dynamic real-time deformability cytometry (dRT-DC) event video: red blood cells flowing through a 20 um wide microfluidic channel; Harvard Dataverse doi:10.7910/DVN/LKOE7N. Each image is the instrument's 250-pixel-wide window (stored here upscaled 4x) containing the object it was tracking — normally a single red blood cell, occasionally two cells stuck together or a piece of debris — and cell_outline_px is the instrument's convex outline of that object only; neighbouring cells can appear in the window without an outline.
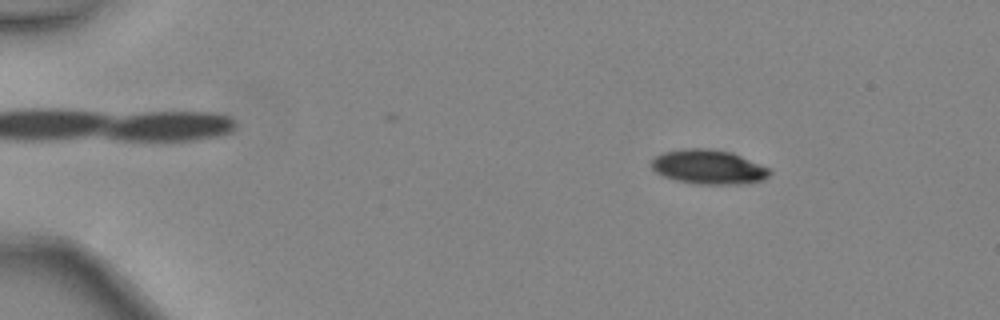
{"species": "common noctule bat (a hibernating species)", "species_latin": "Nyctalus noctula", "temperature_condition": "warm", "stored_images_in_passage": 47, "camera_frame_rate_fps": 3000, "um_per_image_px": 0.085, "animal": {"sex": "female", "body_mass_g": 24.6, "forearm_length_mm": 56.2}, "frame": {"image": 1, "passage_image": 7, "time_ms": 2.0, "image_size_px": [1000, 320], "cell_outline_px": [[772, 172], [764, 180], [744, 184], [692, 184], [676, 180], [664, 176], [656, 172], [652, 168], [652, 160], [656, 156], [664, 152], [684, 148], [708, 148], [732, 152], [772, 168]], "centroid_in_image_um": [60.28, 14.19], "position_along_channel_um": 24.7, "area_um2": 23.99}}
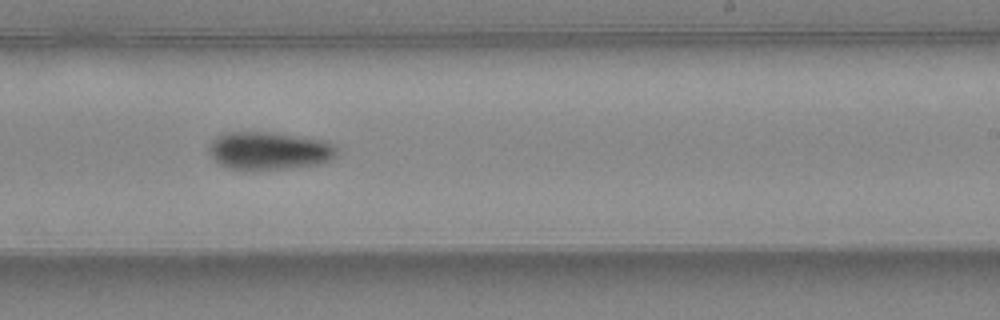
{"frame": {"image": 2, "passage_image": 30, "time_ms": 9.667, "image_size_px": [1000, 320], "cell_outline_px": [[336, 156], [332, 160], [320, 164], [284, 168], [244, 172], [228, 168], [220, 164], [208, 152], [208, 148], [212, 140], [216, 136], [228, 132], [272, 132], [300, 136], [324, 140], [332, 144], [336, 148]], "centroid_in_image_um": [22.85, 12.83], "position_along_channel_um": 266.2, "area_um2": 28.67}}
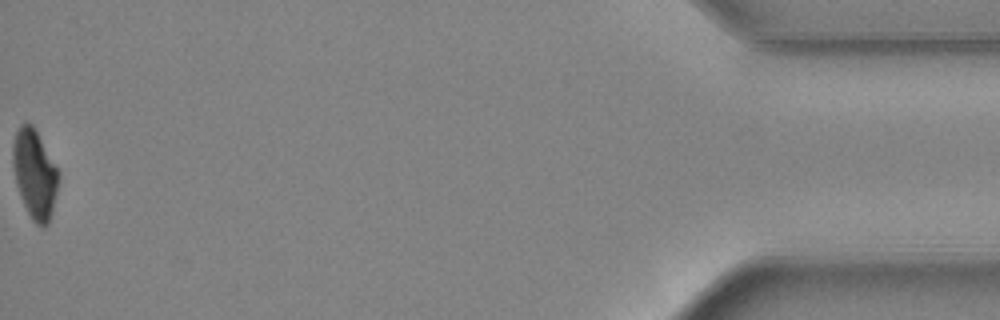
{"frame": {"image": 3, "passage_image": 47, "time_ms": 15.333, "image_size_px": [1000, 320], "cell_outline_px": [[60, 180], [52, 212], [48, 224], [44, 228], [36, 224], [32, 220], [20, 196], [16, 184], [12, 164], [12, 144], [16, 132], [20, 124], [32, 124], [60, 172]], "centroid_in_image_um": [2.96, 14.81], "position_along_channel_um": 432.2, "area_um2": 23.81}, "authors_computed_cell_mechanics": {"area_um2": 25.8366, "velocity_mm_per_s": 4.4997, "shape_relaxation_time_tau1_ms": 3.5287, "shape_relaxation_time_tau2_ms": null, "deformation_change_tau1": 0.1503, "deformation_change_tau2": null}}